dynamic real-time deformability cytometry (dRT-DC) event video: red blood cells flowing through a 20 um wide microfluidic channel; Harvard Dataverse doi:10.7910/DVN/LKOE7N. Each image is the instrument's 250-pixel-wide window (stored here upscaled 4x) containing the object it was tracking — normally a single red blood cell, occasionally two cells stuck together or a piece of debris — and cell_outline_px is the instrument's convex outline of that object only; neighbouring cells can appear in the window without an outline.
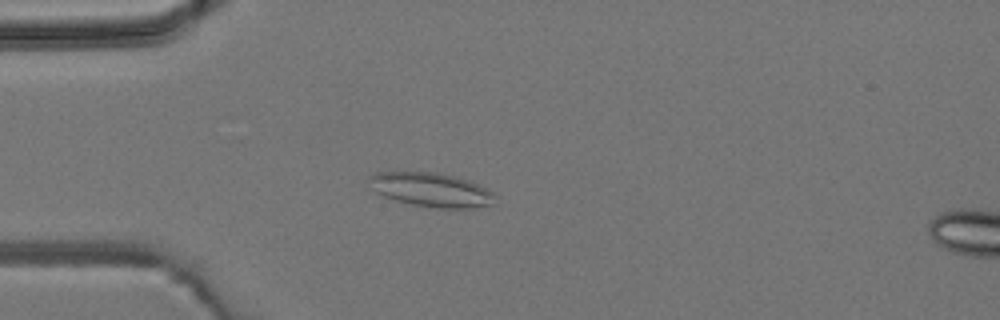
{"species": "common noctule bat (a hibernating species)", "species_latin": "Nyctalus noctula", "temperature_condition": "room temperature", "stored_images_in_passage": 5, "camera_frame_rate_fps": 3000, "um_per_image_px": 0.085, "animal": {"sex": "male", "body_mass_g": 19.2, "forearm_length_mm": 51.8}, "frame": {"image": 1, "passage_image": 4, "time_ms": 4.333, "image_size_px": [1000, 320], "cell_outline_px": [[492, 204], [472, 208], [436, 208], [412, 204], [396, 200], [384, 196], [376, 192], [368, 180], [368, 176], [376, 172], [432, 172], [452, 176], [468, 180], [492, 192]], "centroid_in_image_um": [36.59, 16.13], "position_along_channel_um": 48.4, "area_um2": 24.45}}